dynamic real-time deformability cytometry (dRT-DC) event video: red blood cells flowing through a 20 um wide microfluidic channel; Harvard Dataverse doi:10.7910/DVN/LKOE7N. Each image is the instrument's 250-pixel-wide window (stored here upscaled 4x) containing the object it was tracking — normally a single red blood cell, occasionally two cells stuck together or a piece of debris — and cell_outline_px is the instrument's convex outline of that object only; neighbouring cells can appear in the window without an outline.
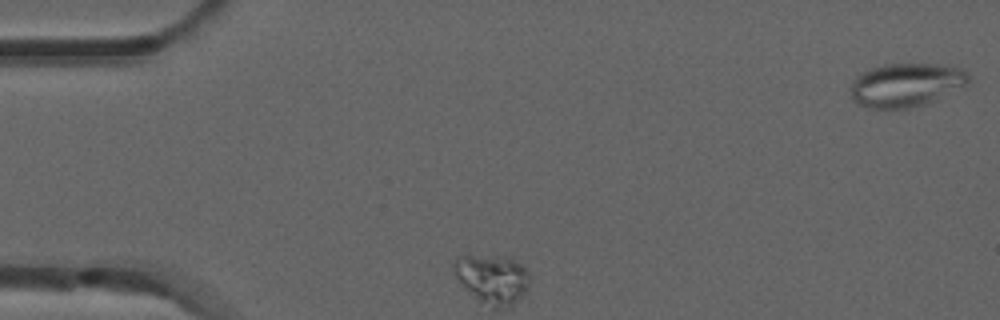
{"species": "common noctule bat (a hibernating species)", "species_latin": "Nyctalus noctula", "temperature_condition": "room temperature", "stored_images_in_passage": 3, "camera_frame_rate_fps": 3000, "um_per_image_px": 0.085, "animal": {"sex": "male", "forearm_length_mm": 52.5}, "frame": {"image": 1, "passage_image": 1, "time_ms": 0.0, "image_size_px": [1000, 320], "cell_outline_px": [[972, 76], [968, 84], [924, 104], [908, 108], [868, 108], [856, 104], [852, 100], [852, 80], [860, 72], [884, 64], [948, 64], [964, 68]], "centroid_in_image_um": [77.04, 7.19], "position_along_channel_um": 8.0, "area_um2": 30.23}}
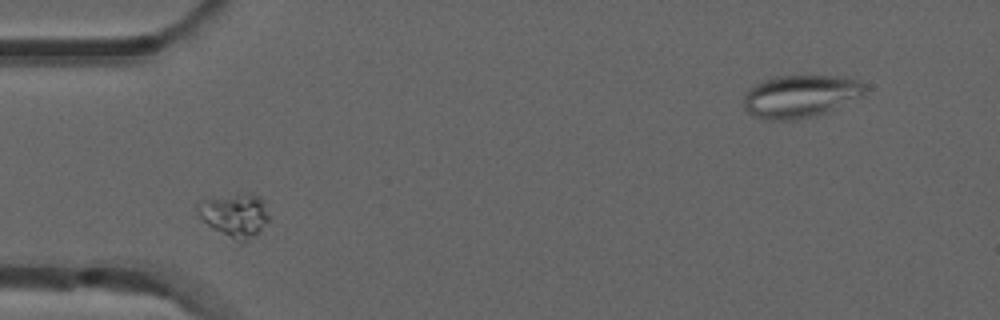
{"frame": {"image": 2, "passage_image": 2, "time_ms": 0.333, "image_size_px": [1000, 320], "cell_outline_px": [[268, 220], [252, 240], [240, 244], [212, 228], [200, 216], [200, 200], [244, 192], [248, 192], [260, 196], [264, 200], [268, 216]], "centroid_in_image_um": [20.02, 18.3], "position_along_channel_um": 65.0, "area_um2": 18.15}}
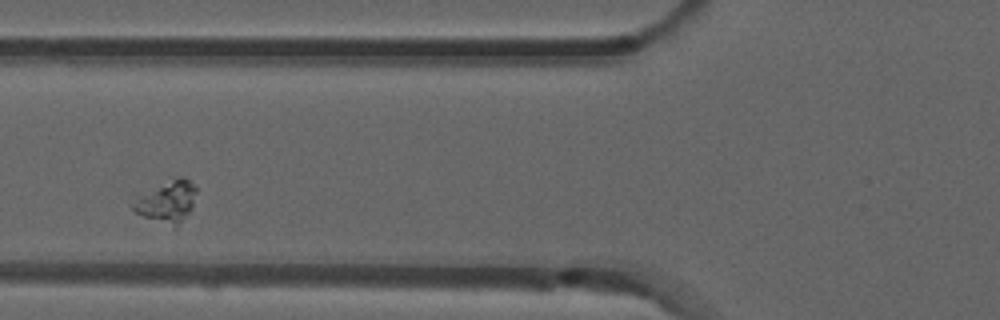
{"frame": {"image": 3, "passage_image": 3, "time_ms": 0.667, "image_size_px": [1000, 320], "cell_outline_px": [[196, 192], [192, 208], [176, 228], [172, 228], [144, 216], [136, 212], [132, 208], [132, 204], [140, 196], [172, 176], [184, 176], [196, 188]], "centroid_in_image_um": [14.23, 17.13], "position_along_channel_um": 111.6, "area_um2": 15.32}}